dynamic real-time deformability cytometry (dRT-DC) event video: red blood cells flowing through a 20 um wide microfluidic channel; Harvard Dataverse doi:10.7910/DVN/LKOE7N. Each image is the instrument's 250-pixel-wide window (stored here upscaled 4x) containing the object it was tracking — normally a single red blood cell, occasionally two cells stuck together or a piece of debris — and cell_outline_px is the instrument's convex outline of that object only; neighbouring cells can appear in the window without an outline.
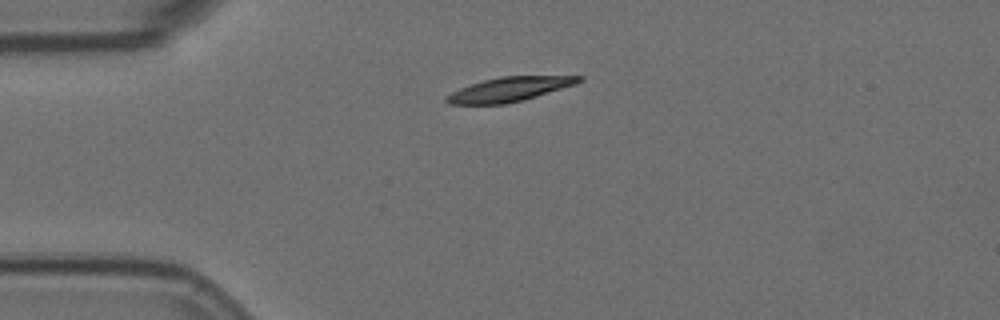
{"species": "Egyptian fruit bat (a non-hibernating species)", "species_latin": "Rousettus aegyptiacus", "temperature_condition": "room temperature", "stored_images_in_passage": 3, "camera_frame_rate_fps": 3000, "um_per_image_px": 0.085, "animal": {"sex": "female"}, "frame": {"image": 1, "passage_image": 1, "time_ms": 0.0, "image_size_px": [1000, 320], "cell_outline_px": [[584, 80], [576, 84], [524, 100], [504, 104], [448, 104], [444, 100], [452, 92], [460, 88], [484, 80], [500, 76], [584, 76]], "centroid_in_image_um": [43.33, 7.59], "position_along_channel_um": 41.7, "area_um2": 18.61}}
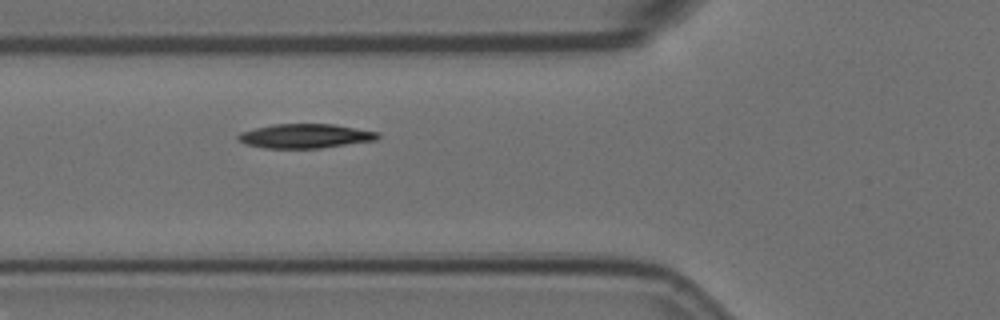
{"frame": {"image": 2, "passage_image": 3, "time_ms": 0.667, "image_size_px": [1000, 320], "cell_outline_px": [[380, 136], [376, 140], [320, 148], [264, 148], [244, 144], [236, 140], [236, 136], [240, 132], [272, 124], [332, 124], [380, 132]], "centroid_in_image_um": [25.9, 11.56], "position_along_channel_um": 99.9, "area_um2": 19.83}}